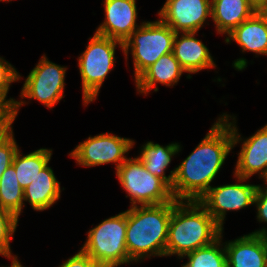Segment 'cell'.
<instances>
[{
    "instance_id": "obj_1",
    "label": "cell",
    "mask_w": 267,
    "mask_h": 267,
    "mask_svg": "<svg viewBox=\"0 0 267 267\" xmlns=\"http://www.w3.org/2000/svg\"><path fill=\"white\" fill-rule=\"evenodd\" d=\"M229 117L232 116L223 114L191 154L175 168L171 189L177 201H199L211 188L210 183L231 149L241 141L236 125L229 122Z\"/></svg>"
},
{
    "instance_id": "obj_2",
    "label": "cell",
    "mask_w": 267,
    "mask_h": 267,
    "mask_svg": "<svg viewBox=\"0 0 267 267\" xmlns=\"http://www.w3.org/2000/svg\"><path fill=\"white\" fill-rule=\"evenodd\" d=\"M222 231L223 228L198 201H172L165 256L185 257L214 243Z\"/></svg>"
},
{
    "instance_id": "obj_3",
    "label": "cell",
    "mask_w": 267,
    "mask_h": 267,
    "mask_svg": "<svg viewBox=\"0 0 267 267\" xmlns=\"http://www.w3.org/2000/svg\"><path fill=\"white\" fill-rule=\"evenodd\" d=\"M171 214L172 201L131 206L126 211V247L132 261L165 256Z\"/></svg>"
},
{
    "instance_id": "obj_4",
    "label": "cell",
    "mask_w": 267,
    "mask_h": 267,
    "mask_svg": "<svg viewBox=\"0 0 267 267\" xmlns=\"http://www.w3.org/2000/svg\"><path fill=\"white\" fill-rule=\"evenodd\" d=\"M126 211L102 221L88 232L81 248L101 267L132 262L126 247Z\"/></svg>"
},
{
    "instance_id": "obj_5",
    "label": "cell",
    "mask_w": 267,
    "mask_h": 267,
    "mask_svg": "<svg viewBox=\"0 0 267 267\" xmlns=\"http://www.w3.org/2000/svg\"><path fill=\"white\" fill-rule=\"evenodd\" d=\"M175 32L161 19L143 22L124 42L127 59L129 48L133 57L135 80L161 56L173 52Z\"/></svg>"
},
{
    "instance_id": "obj_6",
    "label": "cell",
    "mask_w": 267,
    "mask_h": 267,
    "mask_svg": "<svg viewBox=\"0 0 267 267\" xmlns=\"http://www.w3.org/2000/svg\"><path fill=\"white\" fill-rule=\"evenodd\" d=\"M123 43L119 40L95 33L86 50L78 59L82 79L84 105L94 101L108 73L114 68L115 48Z\"/></svg>"
},
{
    "instance_id": "obj_7",
    "label": "cell",
    "mask_w": 267,
    "mask_h": 267,
    "mask_svg": "<svg viewBox=\"0 0 267 267\" xmlns=\"http://www.w3.org/2000/svg\"><path fill=\"white\" fill-rule=\"evenodd\" d=\"M116 175L130 197L131 206L157 205L176 200L171 187L147 171L138 157L127 159L116 170Z\"/></svg>"
},
{
    "instance_id": "obj_8",
    "label": "cell",
    "mask_w": 267,
    "mask_h": 267,
    "mask_svg": "<svg viewBox=\"0 0 267 267\" xmlns=\"http://www.w3.org/2000/svg\"><path fill=\"white\" fill-rule=\"evenodd\" d=\"M134 141L109 133H103L80 143L69 154L79 165L92 167L108 163H117L116 170L128 159L124 156Z\"/></svg>"
},
{
    "instance_id": "obj_9",
    "label": "cell",
    "mask_w": 267,
    "mask_h": 267,
    "mask_svg": "<svg viewBox=\"0 0 267 267\" xmlns=\"http://www.w3.org/2000/svg\"><path fill=\"white\" fill-rule=\"evenodd\" d=\"M66 67L50 62L44 55L27 76L21 98L36 99L49 109L63 98Z\"/></svg>"
},
{
    "instance_id": "obj_10",
    "label": "cell",
    "mask_w": 267,
    "mask_h": 267,
    "mask_svg": "<svg viewBox=\"0 0 267 267\" xmlns=\"http://www.w3.org/2000/svg\"><path fill=\"white\" fill-rule=\"evenodd\" d=\"M258 186L235 183L211 187L198 202L223 228V221L227 211L240 210L252 204L254 205Z\"/></svg>"
},
{
    "instance_id": "obj_11",
    "label": "cell",
    "mask_w": 267,
    "mask_h": 267,
    "mask_svg": "<svg viewBox=\"0 0 267 267\" xmlns=\"http://www.w3.org/2000/svg\"><path fill=\"white\" fill-rule=\"evenodd\" d=\"M211 13L210 0H166L158 15L175 33H197Z\"/></svg>"
},
{
    "instance_id": "obj_12",
    "label": "cell",
    "mask_w": 267,
    "mask_h": 267,
    "mask_svg": "<svg viewBox=\"0 0 267 267\" xmlns=\"http://www.w3.org/2000/svg\"><path fill=\"white\" fill-rule=\"evenodd\" d=\"M227 267H267V230L244 235L223 246Z\"/></svg>"
},
{
    "instance_id": "obj_13",
    "label": "cell",
    "mask_w": 267,
    "mask_h": 267,
    "mask_svg": "<svg viewBox=\"0 0 267 267\" xmlns=\"http://www.w3.org/2000/svg\"><path fill=\"white\" fill-rule=\"evenodd\" d=\"M105 20L97 28L99 35L122 43L140 26H137L136 0H105Z\"/></svg>"
},
{
    "instance_id": "obj_14",
    "label": "cell",
    "mask_w": 267,
    "mask_h": 267,
    "mask_svg": "<svg viewBox=\"0 0 267 267\" xmlns=\"http://www.w3.org/2000/svg\"><path fill=\"white\" fill-rule=\"evenodd\" d=\"M234 173L242 182L256 173L267 179V124L243 141Z\"/></svg>"
},
{
    "instance_id": "obj_15",
    "label": "cell",
    "mask_w": 267,
    "mask_h": 267,
    "mask_svg": "<svg viewBox=\"0 0 267 267\" xmlns=\"http://www.w3.org/2000/svg\"><path fill=\"white\" fill-rule=\"evenodd\" d=\"M195 34V32H185L179 38V33H176L173 41V54L187 73L216 67L209 49L194 37Z\"/></svg>"
},
{
    "instance_id": "obj_16",
    "label": "cell",
    "mask_w": 267,
    "mask_h": 267,
    "mask_svg": "<svg viewBox=\"0 0 267 267\" xmlns=\"http://www.w3.org/2000/svg\"><path fill=\"white\" fill-rule=\"evenodd\" d=\"M226 37V43L234 40L242 51L267 55V14L261 9L234 28Z\"/></svg>"
},
{
    "instance_id": "obj_17",
    "label": "cell",
    "mask_w": 267,
    "mask_h": 267,
    "mask_svg": "<svg viewBox=\"0 0 267 267\" xmlns=\"http://www.w3.org/2000/svg\"><path fill=\"white\" fill-rule=\"evenodd\" d=\"M183 72L186 71L180 66L173 52L168 53L161 56L135 80L137 90L143 94H147L152 88L158 91L157 82L173 86L179 81Z\"/></svg>"
},
{
    "instance_id": "obj_18",
    "label": "cell",
    "mask_w": 267,
    "mask_h": 267,
    "mask_svg": "<svg viewBox=\"0 0 267 267\" xmlns=\"http://www.w3.org/2000/svg\"><path fill=\"white\" fill-rule=\"evenodd\" d=\"M211 7L219 34H229L259 10L250 0H211Z\"/></svg>"
},
{
    "instance_id": "obj_19",
    "label": "cell",
    "mask_w": 267,
    "mask_h": 267,
    "mask_svg": "<svg viewBox=\"0 0 267 267\" xmlns=\"http://www.w3.org/2000/svg\"><path fill=\"white\" fill-rule=\"evenodd\" d=\"M60 193V182L47 164L24 189V201H28L34 210L43 211L60 198Z\"/></svg>"
},
{
    "instance_id": "obj_20",
    "label": "cell",
    "mask_w": 267,
    "mask_h": 267,
    "mask_svg": "<svg viewBox=\"0 0 267 267\" xmlns=\"http://www.w3.org/2000/svg\"><path fill=\"white\" fill-rule=\"evenodd\" d=\"M180 148L177 143H171L164 147L150 141L143 145L138 158L142 161L147 171L164 180L172 188L175 170L170 171L171 174L169 176L165 175V170L170 164L172 156L178 153L181 150Z\"/></svg>"
},
{
    "instance_id": "obj_21",
    "label": "cell",
    "mask_w": 267,
    "mask_h": 267,
    "mask_svg": "<svg viewBox=\"0 0 267 267\" xmlns=\"http://www.w3.org/2000/svg\"><path fill=\"white\" fill-rule=\"evenodd\" d=\"M51 155L52 150L41 148L21 157L18 149L12 165L23 190L32 183L40 171L49 163Z\"/></svg>"
},
{
    "instance_id": "obj_22",
    "label": "cell",
    "mask_w": 267,
    "mask_h": 267,
    "mask_svg": "<svg viewBox=\"0 0 267 267\" xmlns=\"http://www.w3.org/2000/svg\"><path fill=\"white\" fill-rule=\"evenodd\" d=\"M24 190L21 188L13 165L0 178V209L12 213L17 219L24 207Z\"/></svg>"
},
{
    "instance_id": "obj_23",
    "label": "cell",
    "mask_w": 267,
    "mask_h": 267,
    "mask_svg": "<svg viewBox=\"0 0 267 267\" xmlns=\"http://www.w3.org/2000/svg\"><path fill=\"white\" fill-rule=\"evenodd\" d=\"M221 237L222 233L214 243L186 254L189 261L182 267H227L225 248L220 249Z\"/></svg>"
},
{
    "instance_id": "obj_24",
    "label": "cell",
    "mask_w": 267,
    "mask_h": 267,
    "mask_svg": "<svg viewBox=\"0 0 267 267\" xmlns=\"http://www.w3.org/2000/svg\"><path fill=\"white\" fill-rule=\"evenodd\" d=\"M20 78L21 76L18 74L16 69L9 64L8 61H5L0 57V99L11 109L12 122H14L18 114L19 107H21V105H23L25 102H18L12 98L6 100V97L10 84L18 79L20 80Z\"/></svg>"
},
{
    "instance_id": "obj_25",
    "label": "cell",
    "mask_w": 267,
    "mask_h": 267,
    "mask_svg": "<svg viewBox=\"0 0 267 267\" xmlns=\"http://www.w3.org/2000/svg\"><path fill=\"white\" fill-rule=\"evenodd\" d=\"M18 219L10 212L0 209V255L17 261L16 256L11 255L10 240L16 230Z\"/></svg>"
},
{
    "instance_id": "obj_26",
    "label": "cell",
    "mask_w": 267,
    "mask_h": 267,
    "mask_svg": "<svg viewBox=\"0 0 267 267\" xmlns=\"http://www.w3.org/2000/svg\"><path fill=\"white\" fill-rule=\"evenodd\" d=\"M18 151V146L13 136V130L11 129L0 140V178L4 171L13 163L15 154Z\"/></svg>"
},
{
    "instance_id": "obj_27",
    "label": "cell",
    "mask_w": 267,
    "mask_h": 267,
    "mask_svg": "<svg viewBox=\"0 0 267 267\" xmlns=\"http://www.w3.org/2000/svg\"><path fill=\"white\" fill-rule=\"evenodd\" d=\"M59 267H101L82 249Z\"/></svg>"
},
{
    "instance_id": "obj_28",
    "label": "cell",
    "mask_w": 267,
    "mask_h": 267,
    "mask_svg": "<svg viewBox=\"0 0 267 267\" xmlns=\"http://www.w3.org/2000/svg\"><path fill=\"white\" fill-rule=\"evenodd\" d=\"M254 203L257 205V219L267 223V187L258 186Z\"/></svg>"
},
{
    "instance_id": "obj_29",
    "label": "cell",
    "mask_w": 267,
    "mask_h": 267,
    "mask_svg": "<svg viewBox=\"0 0 267 267\" xmlns=\"http://www.w3.org/2000/svg\"><path fill=\"white\" fill-rule=\"evenodd\" d=\"M12 122L11 115H0V132Z\"/></svg>"
},
{
    "instance_id": "obj_30",
    "label": "cell",
    "mask_w": 267,
    "mask_h": 267,
    "mask_svg": "<svg viewBox=\"0 0 267 267\" xmlns=\"http://www.w3.org/2000/svg\"><path fill=\"white\" fill-rule=\"evenodd\" d=\"M0 115H11V109L0 99Z\"/></svg>"
},
{
    "instance_id": "obj_31",
    "label": "cell",
    "mask_w": 267,
    "mask_h": 267,
    "mask_svg": "<svg viewBox=\"0 0 267 267\" xmlns=\"http://www.w3.org/2000/svg\"><path fill=\"white\" fill-rule=\"evenodd\" d=\"M250 1L259 10L263 9L267 5V0H250Z\"/></svg>"
},
{
    "instance_id": "obj_32",
    "label": "cell",
    "mask_w": 267,
    "mask_h": 267,
    "mask_svg": "<svg viewBox=\"0 0 267 267\" xmlns=\"http://www.w3.org/2000/svg\"><path fill=\"white\" fill-rule=\"evenodd\" d=\"M12 123L11 122L9 125H7L1 132H0V140L12 129Z\"/></svg>"
},
{
    "instance_id": "obj_33",
    "label": "cell",
    "mask_w": 267,
    "mask_h": 267,
    "mask_svg": "<svg viewBox=\"0 0 267 267\" xmlns=\"http://www.w3.org/2000/svg\"><path fill=\"white\" fill-rule=\"evenodd\" d=\"M11 267H22V265L20 264V262L17 260V261H12V265Z\"/></svg>"
},
{
    "instance_id": "obj_34",
    "label": "cell",
    "mask_w": 267,
    "mask_h": 267,
    "mask_svg": "<svg viewBox=\"0 0 267 267\" xmlns=\"http://www.w3.org/2000/svg\"><path fill=\"white\" fill-rule=\"evenodd\" d=\"M262 10L267 14V5Z\"/></svg>"
}]
</instances>
